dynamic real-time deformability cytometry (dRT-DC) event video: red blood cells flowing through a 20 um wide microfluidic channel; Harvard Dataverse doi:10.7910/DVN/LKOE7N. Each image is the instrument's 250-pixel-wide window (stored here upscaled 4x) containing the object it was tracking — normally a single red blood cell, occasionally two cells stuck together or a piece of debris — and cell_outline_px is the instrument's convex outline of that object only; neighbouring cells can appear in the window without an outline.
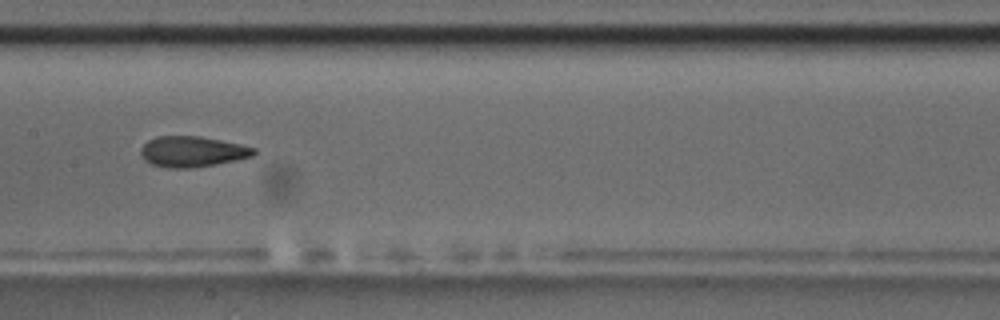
{"species": "common noctule bat (a hibernating species)", "species_latin": "Nyctalus noctula", "temperature_condition": "room temperature", "stored_images_in_passage": 4, "camera_frame_rate_fps": 3000, "um_per_image_px": 0.085, "animal": {"sex": "male", "body_mass_g": 17.5, "forearm_length_mm": 52.3}, "frame": {"image": 1, "passage_image": 4, "time_ms": 3.667, "image_size_px": [1000, 320], "cell_outline_px": [[256, 152], [252, 156], [236, 160], [192, 168], [168, 168], [152, 164], [144, 160], [140, 152], [140, 148], [148, 140], [156, 136], [200, 136], [240, 144], [256, 148]], "centroid_in_image_um": [16.32, 12.88], "position_along_channel_um": 191.1, "area_um2": 20.17}}